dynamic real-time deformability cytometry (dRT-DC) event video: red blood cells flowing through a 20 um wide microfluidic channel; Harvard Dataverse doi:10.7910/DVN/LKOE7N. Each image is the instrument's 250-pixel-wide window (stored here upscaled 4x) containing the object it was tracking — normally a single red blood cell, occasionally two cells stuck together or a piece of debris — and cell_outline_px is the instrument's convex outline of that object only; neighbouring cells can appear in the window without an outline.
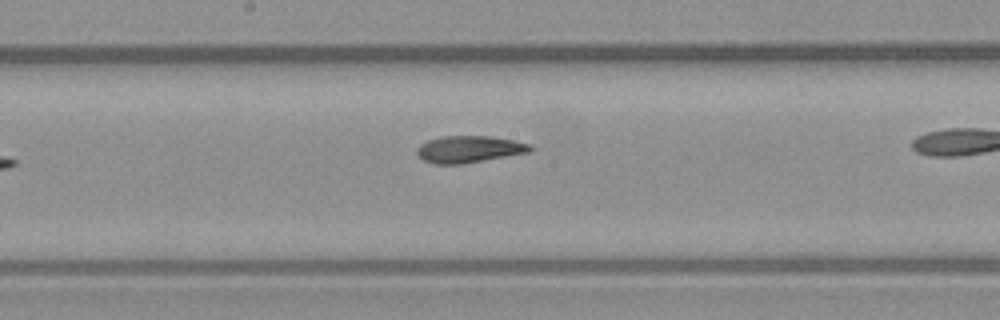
{"species": "common noctule bat (a hibernating species)", "species_latin": "Nyctalus noctula", "temperature_condition": "warm", "stored_images_in_passage": 9, "camera_frame_rate_fps": 3000, "um_per_image_px": 0.085, "animal": {"sex": "male", "body_mass_g": 23.1, "forearm_length_mm": 52.7}, "frame": {"image": 1, "passage_image": 8, "time_ms": 8.333, "image_size_px": [1000, 320], "cell_outline_px": [[536, 148], [532, 152], [464, 164], [432, 164], [424, 160], [416, 152], [416, 148], [420, 144], [428, 140], [440, 136], [492, 136], [532, 144]], "centroid_in_image_um": [39.93, 12.68], "position_along_channel_um": 208.3, "area_um2": 18.09}}